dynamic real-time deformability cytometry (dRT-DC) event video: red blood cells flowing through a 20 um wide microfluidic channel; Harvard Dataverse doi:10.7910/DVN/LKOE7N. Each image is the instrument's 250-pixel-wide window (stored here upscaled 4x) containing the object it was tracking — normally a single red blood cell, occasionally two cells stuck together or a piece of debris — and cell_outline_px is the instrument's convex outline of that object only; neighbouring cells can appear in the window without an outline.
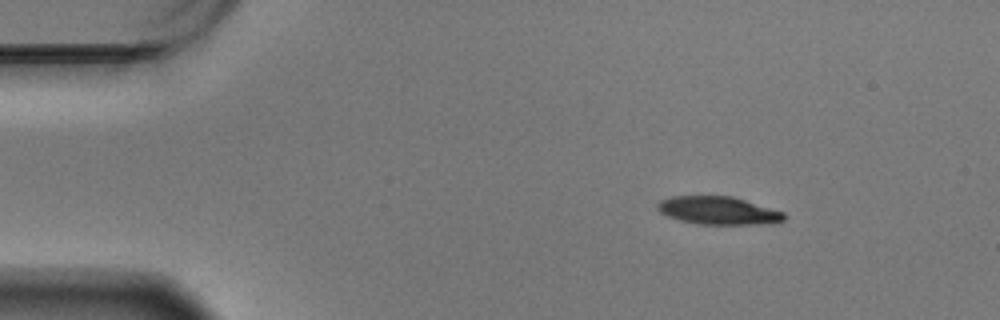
{"species": "Egyptian fruit bat (a non-hibernating species)", "species_latin": "Rousettus aegyptiacus", "temperature_condition": "warm", "stored_images_in_passage": 51, "camera_frame_rate_fps": 3000, "um_per_image_px": 0.085, "animal": {"sex": "male"}, "frame": {"image": 1, "passage_image": 1, "time_ms": 0.0, "image_size_px": [1000, 320], "cell_outline_px": [[784, 220], [772, 224], [696, 224], [680, 220], [668, 216], [660, 212], [656, 208], [656, 204], [660, 200], [672, 196], [732, 196], [784, 212]], "centroid_in_image_um": [61.03, 17.9], "position_along_channel_um": 24.0, "area_um2": 20.63}}
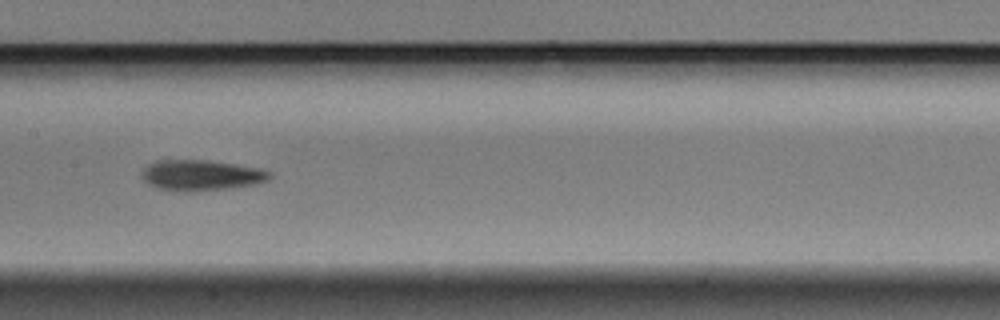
{"frame": {"image": 2, "passage_image": 22, "time_ms": 7.0, "image_size_px": [1000, 320], "cell_outline_px": [[272, 176], [268, 180], [256, 184], [228, 188], [192, 192], [180, 192], [156, 188], [148, 184], [140, 176], [140, 172], [148, 164], [156, 160], [208, 160], [260, 168], [272, 172]], "centroid_in_image_um": [17.07, 14.9], "position_along_channel_um": 190.3, "area_um2": 23.18}}
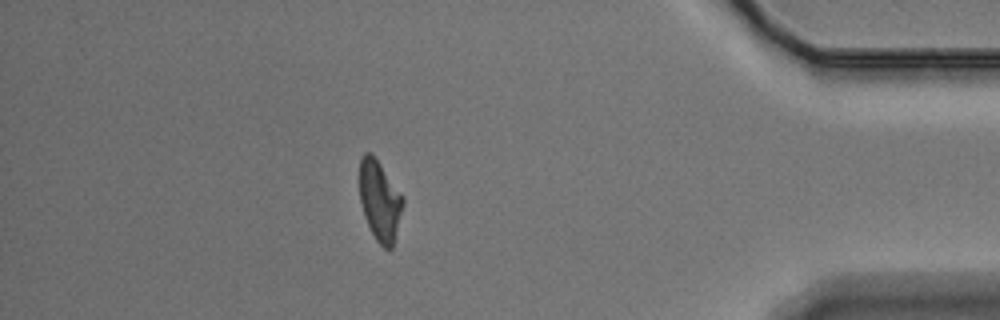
{"frame": {"image": 3, "passage_image": 44, "time_ms": 14.333, "image_size_px": [1000, 320], "cell_outline_px": [[404, 204], [392, 248], [384, 248], [376, 240], [364, 216], [360, 200], [360, 156], [364, 152], [372, 152], [404, 196]], "centroid_in_image_um": [32.29, 17.01], "position_along_channel_um": 402.9, "area_um2": 20.35}, "authors_computed_cell_mechanics": {"area_um2": 21.7906, "velocity_mm_per_s": 3.4496, "shape_relaxation_time_tau1_ms": 4.4716, "shape_relaxation_time_tau2_ms": 6.6882, "deformation_change_tau1": 0.1792, "deformation_change_tau2": 0.1616}}